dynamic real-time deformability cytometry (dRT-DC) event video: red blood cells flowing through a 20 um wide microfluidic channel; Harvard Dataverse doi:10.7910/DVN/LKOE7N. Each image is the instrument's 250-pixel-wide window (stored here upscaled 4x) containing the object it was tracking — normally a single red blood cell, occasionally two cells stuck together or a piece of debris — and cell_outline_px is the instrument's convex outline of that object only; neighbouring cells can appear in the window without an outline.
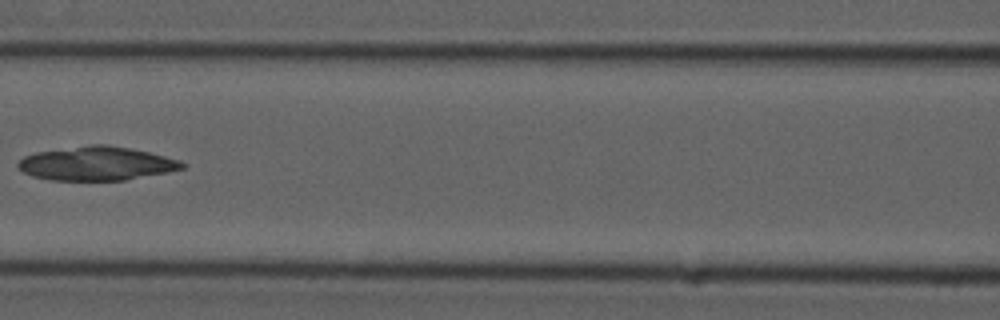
{"species": "common noctule bat (a hibernating species)", "species_latin": "Nyctalus noctula", "temperature_condition": "cold", "stored_images_in_passage": 5, "camera_frame_rate_fps": 3000, "um_per_image_px": 0.085, "animal": {"sex": "male", "forearm_length_mm": 52.5}, "frame": {"image": 1, "passage_image": 5, "time_ms": 5.0, "image_size_px": [1000, 320], "cell_outline_px": [[188, 164], [184, 168], [168, 172], [124, 180], [52, 180], [32, 176], [24, 172], [16, 164], [24, 156], [36, 152], [92, 144], [108, 144], [148, 152], [180, 160]], "centroid_in_image_um": [8.22, 13.9], "position_along_channel_um": 158.4, "area_um2": 32.19}}